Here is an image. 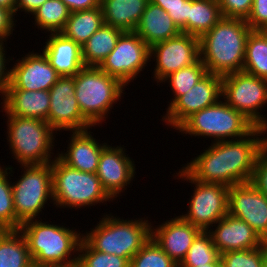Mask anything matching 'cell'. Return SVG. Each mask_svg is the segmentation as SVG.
Segmentation results:
<instances>
[{"label": "cell", "instance_id": "13", "mask_svg": "<svg viewBox=\"0 0 267 267\" xmlns=\"http://www.w3.org/2000/svg\"><path fill=\"white\" fill-rule=\"evenodd\" d=\"M155 61L153 81L160 86L169 74L196 63L200 59V38L187 33L150 47V60ZM159 83V84H158Z\"/></svg>", "mask_w": 267, "mask_h": 267}, {"label": "cell", "instance_id": "45", "mask_svg": "<svg viewBox=\"0 0 267 267\" xmlns=\"http://www.w3.org/2000/svg\"><path fill=\"white\" fill-rule=\"evenodd\" d=\"M47 0H16L15 15L18 11L32 15Z\"/></svg>", "mask_w": 267, "mask_h": 267}, {"label": "cell", "instance_id": "38", "mask_svg": "<svg viewBox=\"0 0 267 267\" xmlns=\"http://www.w3.org/2000/svg\"><path fill=\"white\" fill-rule=\"evenodd\" d=\"M224 18L247 19L253 6V0H217Z\"/></svg>", "mask_w": 267, "mask_h": 267}, {"label": "cell", "instance_id": "17", "mask_svg": "<svg viewBox=\"0 0 267 267\" xmlns=\"http://www.w3.org/2000/svg\"><path fill=\"white\" fill-rule=\"evenodd\" d=\"M116 146L108 144L102 150L96 171L101 186L113 200L122 196L137 173L133 158L125 153V146Z\"/></svg>", "mask_w": 267, "mask_h": 267}, {"label": "cell", "instance_id": "23", "mask_svg": "<svg viewBox=\"0 0 267 267\" xmlns=\"http://www.w3.org/2000/svg\"><path fill=\"white\" fill-rule=\"evenodd\" d=\"M41 48L60 76H75L83 67L81 46L61 33H50Z\"/></svg>", "mask_w": 267, "mask_h": 267}, {"label": "cell", "instance_id": "44", "mask_svg": "<svg viewBox=\"0 0 267 267\" xmlns=\"http://www.w3.org/2000/svg\"><path fill=\"white\" fill-rule=\"evenodd\" d=\"M69 8L70 12L92 9L101 7V0H62Z\"/></svg>", "mask_w": 267, "mask_h": 267}, {"label": "cell", "instance_id": "37", "mask_svg": "<svg viewBox=\"0 0 267 267\" xmlns=\"http://www.w3.org/2000/svg\"><path fill=\"white\" fill-rule=\"evenodd\" d=\"M267 242L255 249L229 251L220 254L223 267H262Z\"/></svg>", "mask_w": 267, "mask_h": 267}, {"label": "cell", "instance_id": "7", "mask_svg": "<svg viewBox=\"0 0 267 267\" xmlns=\"http://www.w3.org/2000/svg\"><path fill=\"white\" fill-rule=\"evenodd\" d=\"M53 205L55 208L80 209L114 200L107 194L96 173H87L63 163L57 156L51 162ZM57 206V207H56Z\"/></svg>", "mask_w": 267, "mask_h": 267}, {"label": "cell", "instance_id": "9", "mask_svg": "<svg viewBox=\"0 0 267 267\" xmlns=\"http://www.w3.org/2000/svg\"><path fill=\"white\" fill-rule=\"evenodd\" d=\"M19 168L23 169V174L17 181L11 182L16 218L21 223L41 219L40 214L45 204L48 205V201L53 203L51 162L43 165H21Z\"/></svg>", "mask_w": 267, "mask_h": 267}, {"label": "cell", "instance_id": "49", "mask_svg": "<svg viewBox=\"0 0 267 267\" xmlns=\"http://www.w3.org/2000/svg\"><path fill=\"white\" fill-rule=\"evenodd\" d=\"M48 267H80V264L78 261H76L68 265H56V266H48Z\"/></svg>", "mask_w": 267, "mask_h": 267}, {"label": "cell", "instance_id": "20", "mask_svg": "<svg viewBox=\"0 0 267 267\" xmlns=\"http://www.w3.org/2000/svg\"><path fill=\"white\" fill-rule=\"evenodd\" d=\"M216 224L212 226L215 229L210 228L207 232L220 254L229 251L255 249L266 243L248 223L231 216L229 213Z\"/></svg>", "mask_w": 267, "mask_h": 267}, {"label": "cell", "instance_id": "34", "mask_svg": "<svg viewBox=\"0 0 267 267\" xmlns=\"http://www.w3.org/2000/svg\"><path fill=\"white\" fill-rule=\"evenodd\" d=\"M219 258L220 253L213 244L210 234L207 231H202L195 238L178 267H200L205 264L214 263Z\"/></svg>", "mask_w": 267, "mask_h": 267}, {"label": "cell", "instance_id": "14", "mask_svg": "<svg viewBox=\"0 0 267 267\" xmlns=\"http://www.w3.org/2000/svg\"><path fill=\"white\" fill-rule=\"evenodd\" d=\"M49 94L48 124L56 133L62 130L73 132L93 128L80 111L73 76H61L49 89Z\"/></svg>", "mask_w": 267, "mask_h": 267}, {"label": "cell", "instance_id": "33", "mask_svg": "<svg viewBox=\"0 0 267 267\" xmlns=\"http://www.w3.org/2000/svg\"><path fill=\"white\" fill-rule=\"evenodd\" d=\"M207 69L201 59L196 63L187 66L185 68L179 69L167 77H165L161 83H169L171 87L172 94L174 95L171 98L170 102L168 101L167 109L183 94L187 93L197 82H199L206 74ZM164 82V83H163Z\"/></svg>", "mask_w": 267, "mask_h": 267}, {"label": "cell", "instance_id": "42", "mask_svg": "<svg viewBox=\"0 0 267 267\" xmlns=\"http://www.w3.org/2000/svg\"><path fill=\"white\" fill-rule=\"evenodd\" d=\"M7 42H0V97L2 98L7 90V87L10 83V65L9 63L12 62L13 58L8 57L6 58L7 54ZM6 53V54H5ZM11 60V62H10ZM8 66V68H7Z\"/></svg>", "mask_w": 267, "mask_h": 267}, {"label": "cell", "instance_id": "40", "mask_svg": "<svg viewBox=\"0 0 267 267\" xmlns=\"http://www.w3.org/2000/svg\"><path fill=\"white\" fill-rule=\"evenodd\" d=\"M167 13L182 33L189 34V0H174Z\"/></svg>", "mask_w": 267, "mask_h": 267}, {"label": "cell", "instance_id": "27", "mask_svg": "<svg viewBox=\"0 0 267 267\" xmlns=\"http://www.w3.org/2000/svg\"><path fill=\"white\" fill-rule=\"evenodd\" d=\"M119 28L103 24L88 41L81 46L82 59L85 66L98 67L109 53L116 47L120 35Z\"/></svg>", "mask_w": 267, "mask_h": 267}, {"label": "cell", "instance_id": "24", "mask_svg": "<svg viewBox=\"0 0 267 267\" xmlns=\"http://www.w3.org/2000/svg\"><path fill=\"white\" fill-rule=\"evenodd\" d=\"M135 32L151 47L178 36L181 30L166 11L149 1Z\"/></svg>", "mask_w": 267, "mask_h": 267}, {"label": "cell", "instance_id": "4", "mask_svg": "<svg viewBox=\"0 0 267 267\" xmlns=\"http://www.w3.org/2000/svg\"><path fill=\"white\" fill-rule=\"evenodd\" d=\"M111 214H103L82 238L96 251L131 260L151 238V222L148 217L124 220Z\"/></svg>", "mask_w": 267, "mask_h": 267}, {"label": "cell", "instance_id": "29", "mask_svg": "<svg viewBox=\"0 0 267 267\" xmlns=\"http://www.w3.org/2000/svg\"><path fill=\"white\" fill-rule=\"evenodd\" d=\"M217 0H189V34L201 38L221 18Z\"/></svg>", "mask_w": 267, "mask_h": 267}, {"label": "cell", "instance_id": "35", "mask_svg": "<svg viewBox=\"0 0 267 267\" xmlns=\"http://www.w3.org/2000/svg\"><path fill=\"white\" fill-rule=\"evenodd\" d=\"M80 267H130V259L94 250L83 238L78 249Z\"/></svg>", "mask_w": 267, "mask_h": 267}, {"label": "cell", "instance_id": "15", "mask_svg": "<svg viewBox=\"0 0 267 267\" xmlns=\"http://www.w3.org/2000/svg\"><path fill=\"white\" fill-rule=\"evenodd\" d=\"M222 99V76L207 73L187 93L180 96L163 115L161 121L177 129L192 114Z\"/></svg>", "mask_w": 267, "mask_h": 267}, {"label": "cell", "instance_id": "25", "mask_svg": "<svg viewBox=\"0 0 267 267\" xmlns=\"http://www.w3.org/2000/svg\"><path fill=\"white\" fill-rule=\"evenodd\" d=\"M149 0H101L104 24L135 31Z\"/></svg>", "mask_w": 267, "mask_h": 267}, {"label": "cell", "instance_id": "28", "mask_svg": "<svg viewBox=\"0 0 267 267\" xmlns=\"http://www.w3.org/2000/svg\"><path fill=\"white\" fill-rule=\"evenodd\" d=\"M0 267H34L20 230H0Z\"/></svg>", "mask_w": 267, "mask_h": 267}, {"label": "cell", "instance_id": "32", "mask_svg": "<svg viewBox=\"0 0 267 267\" xmlns=\"http://www.w3.org/2000/svg\"><path fill=\"white\" fill-rule=\"evenodd\" d=\"M13 166L0 163V230H18L21 222L16 218L13 205L12 184ZM13 173V174H12ZM9 178V179H8Z\"/></svg>", "mask_w": 267, "mask_h": 267}, {"label": "cell", "instance_id": "31", "mask_svg": "<svg viewBox=\"0 0 267 267\" xmlns=\"http://www.w3.org/2000/svg\"><path fill=\"white\" fill-rule=\"evenodd\" d=\"M70 13L62 0H47L32 14V23L34 22L35 28L37 26L41 32L60 33Z\"/></svg>", "mask_w": 267, "mask_h": 267}, {"label": "cell", "instance_id": "12", "mask_svg": "<svg viewBox=\"0 0 267 267\" xmlns=\"http://www.w3.org/2000/svg\"><path fill=\"white\" fill-rule=\"evenodd\" d=\"M149 62L150 47L135 31H124L116 47L98 67L127 87L130 82L137 80V76H141L140 72Z\"/></svg>", "mask_w": 267, "mask_h": 267}, {"label": "cell", "instance_id": "6", "mask_svg": "<svg viewBox=\"0 0 267 267\" xmlns=\"http://www.w3.org/2000/svg\"><path fill=\"white\" fill-rule=\"evenodd\" d=\"M6 118V139L17 165H43L56 158L53 149L57 133L47 122L18 116Z\"/></svg>", "mask_w": 267, "mask_h": 267}, {"label": "cell", "instance_id": "48", "mask_svg": "<svg viewBox=\"0 0 267 267\" xmlns=\"http://www.w3.org/2000/svg\"><path fill=\"white\" fill-rule=\"evenodd\" d=\"M199 267V266H198ZM200 267H223L222 266V262H221V259L219 258L216 262L214 263H210V264H205V265H202Z\"/></svg>", "mask_w": 267, "mask_h": 267}, {"label": "cell", "instance_id": "39", "mask_svg": "<svg viewBox=\"0 0 267 267\" xmlns=\"http://www.w3.org/2000/svg\"><path fill=\"white\" fill-rule=\"evenodd\" d=\"M251 183L267 196V143L258 154Z\"/></svg>", "mask_w": 267, "mask_h": 267}, {"label": "cell", "instance_id": "5", "mask_svg": "<svg viewBox=\"0 0 267 267\" xmlns=\"http://www.w3.org/2000/svg\"><path fill=\"white\" fill-rule=\"evenodd\" d=\"M73 77L75 96L82 115L94 128L102 126L110 116L113 105L125 96L127 87L95 66H85Z\"/></svg>", "mask_w": 267, "mask_h": 267}, {"label": "cell", "instance_id": "10", "mask_svg": "<svg viewBox=\"0 0 267 267\" xmlns=\"http://www.w3.org/2000/svg\"><path fill=\"white\" fill-rule=\"evenodd\" d=\"M222 99L256 127L267 130V80L244 71L222 76ZM260 111V112H259Z\"/></svg>", "mask_w": 267, "mask_h": 267}, {"label": "cell", "instance_id": "36", "mask_svg": "<svg viewBox=\"0 0 267 267\" xmlns=\"http://www.w3.org/2000/svg\"><path fill=\"white\" fill-rule=\"evenodd\" d=\"M130 267H178L151 237L131 258Z\"/></svg>", "mask_w": 267, "mask_h": 267}, {"label": "cell", "instance_id": "21", "mask_svg": "<svg viewBox=\"0 0 267 267\" xmlns=\"http://www.w3.org/2000/svg\"><path fill=\"white\" fill-rule=\"evenodd\" d=\"M73 131L67 145L66 152L57 151V157L66 165L87 173H96L99 157L108 142H98L92 136L91 130Z\"/></svg>", "mask_w": 267, "mask_h": 267}, {"label": "cell", "instance_id": "22", "mask_svg": "<svg viewBox=\"0 0 267 267\" xmlns=\"http://www.w3.org/2000/svg\"><path fill=\"white\" fill-rule=\"evenodd\" d=\"M1 100L3 116L35 118L48 123L49 90L7 89Z\"/></svg>", "mask_w": 267, "mask_h": 267}, {"label": "cell", "instance_id": "8", "mask_svg": "<svg viewBox=\"0 0 267 267\" xmlns=\"http://www.w3.org/2000/svg\"><path fill=\"white\" fill-rule=\"evenodd\" d=\"M256 126L223 99L188 117L176 130L191 137L214 138L211 142L237 140L249 135Z\"/></svg>", "mask_w": 267, "mask_h": 267}, {"label": "cell", "instance_id": "50", "mask_svg": "<svg viewBox=\"0 0 267 267\" xmlns=\"http://www.w3.org/2000/svg\"><path fill=\"white\" fill-rule=\"evenodd\" d=\"M262 267H267V251L266 253L264 254V261H263V265Z\"/></svg>", "mask_w": 267, "mask_h": 267}, {"label": "cell", "instance_id": "11", "mask_svg": "<svg viewBox=\"0 0 267 267\" xmlns=\"http://www.w3.org/2000/svg\"><path fill=\"white\" fill-rule=\"evenodd\" d=\"M176 179L191 183L194 187L187 212L180 215L184 220L208 231L228 213L229 187L222 184L202 183L193 179L182 167L176 172Z\"/></svg>", "mask_w": 267, "mask_h": 267}, {"label": "cell", "instance_id": "30", "mask_svg": "<svg viewBox=\"0 0 267 267\" xmlns=\"http://www.w3.org/2000/svg\"><path fill=\"white\" fill-rule=\"evenodd\" d=\"M242 71L267 80V31L252 30L248 35Z\"/></svg>", "mask_w": 267, "mask_h": 267}, {"label": "cell", "instance_id": "43", "mask_svg": "<svg viewBox=\"0 0 267 267\" xmlns=\"http://www.w3.org/2000/svg\"><path fill=\"white\" fill-rule=\"evenodd\" d=\"M15 18L10 10L0 7V42H7L10 35H13L17 22Z\"/></svg>", "mask_w": 267, "mask_h": 267}, {"label": "cell", "instance_id": "41", "mask_svg": "<svg viewBox=\"0 0 267 267\" xmlns=\"http://www.w3.org/2000/svg\"><path fill=\"white\" fill-rule=\"evenodd\" d=\"M246 23L252 30L267 31V0H253L252 10Z\"/></svg>", "mask_w": 267, "mask_h": 267}, {"label": "cell", "instance_id": "47", "mask_svg": "<svg viewBox=\"0 0 267 267\" xmlns=\"http://www.w3.org/2000/svg\"><path fill=\"white\" fill-rule=\"evenodd\" d=\"M16 0H0V7L10 10L15 15Z\"/></svg>", "mask_w": 267, "mask_h": 267}, {"label": "cell", "instance_id": "19", "mask_svg": "<svg viewBox=\"0 0 267 267\" xmlns=\"http://www.w3.org/2000/svg\"><path fill=\"white\" fill-rule=\"evenodd\" d=\"M153 225L151 224V237L178 265L185 258L195 238L202 232L180 215L163 221L160 225Z\"/></svg>", "mask_w": 267, "mask_h": 267}, {"label": "cell", "instance_id": "18", "mask_svg": "<svg viewBox=\"0 0 267 267\" xmlns=\"http://www.w3.org/2000/svg\"><path fill=\"white\" fill-rule=\"evenodd\" d=\"M15 62L10 68V83L7 89L49 90L61 77L40 50L37 53L33 49Z\"/></svg>", "mask_w": 267, "mask_h": 267}, {"label": "cell", "instance_id": "3", "mask_svg": "<svg viewBox=\"0 0 267 267\" xmlns=\"http://www.w3.org/2000/svg\"><path fill=\"white\" fill-rule=\"evenodd\" d=\"M50 223L33 219L19 227L27 242L33 266L68 265L78 261V249L82 240L80 230L73 227L70 229L66 224Z\"/></svg>", "mask_w": 267, "mask_h": 267}, {"label": "cell", "instance_id": "46", "mask_svg": "<svg viewBox=\"0 0 267 267\" xmlns=\"http://www.w3.org/2000/svg\"><path fill=\"white\" fill-rule=\"evenodd\" d=\"M149 1L155 5H158L166 12L168 11V8H170L174 3V0H149Z\"/></svg>", "mask_w": 267, "mask_h": 267}, {"label": "cell", "instance_id": "26", "mask_svg": "<svg viewBox=\"0 0 267 267\" xmlns=\"http://www.w3.org/2000/svg\"><path fill=\"white\" fill-rule=\"evenodd\" d=\"M104 24L101 7L71 12L61 34L83 46Z\"/></svg>", "mask_w": 267, "mask_h": 267}, {"label": "cell", "instance_id": "1", "mask_svg": "<svg viewBox=\"0 0 267 267\" xmlns=\"http://www.w3.org/2000/svg\"><path fill=\"white\" fill-rule=\"evenodd\" d=\"M266 143L267 130L256 127L241 139L212 142L182 168L202 183L230 187L251 182L258 154Z\"/></svg>", "mask_w": 267, "mask_h": 267}, {"label": "cell", "instance_id": "2", "mask_svg": "<svg viewBox=\"0 0 267 267\" xmlns=\"http://www.w3.org/2000/svg\"><path fill=\"white\" fill-rule=\"evenodd\" d=\"M251 31L245 19L222 17L200 38V59L207 72L225 76L242 71Z\"/></svg>", "mask_w": 267, "mask_h": 267}, {"label": "cell", "instance_id": "16", "mask_svg": "<svg viewBox=\"0 0 267 267\" xmlns=\"http://www.w3.org/2000/svg\"><path fill=\"white\" fill-rule=\"evenodd\" d=\"M228 213L248 223L267 242V196L251 182L229 187Z\"/></svg>", "mask_w": 267, "mask_h": 267}]
</instances>
